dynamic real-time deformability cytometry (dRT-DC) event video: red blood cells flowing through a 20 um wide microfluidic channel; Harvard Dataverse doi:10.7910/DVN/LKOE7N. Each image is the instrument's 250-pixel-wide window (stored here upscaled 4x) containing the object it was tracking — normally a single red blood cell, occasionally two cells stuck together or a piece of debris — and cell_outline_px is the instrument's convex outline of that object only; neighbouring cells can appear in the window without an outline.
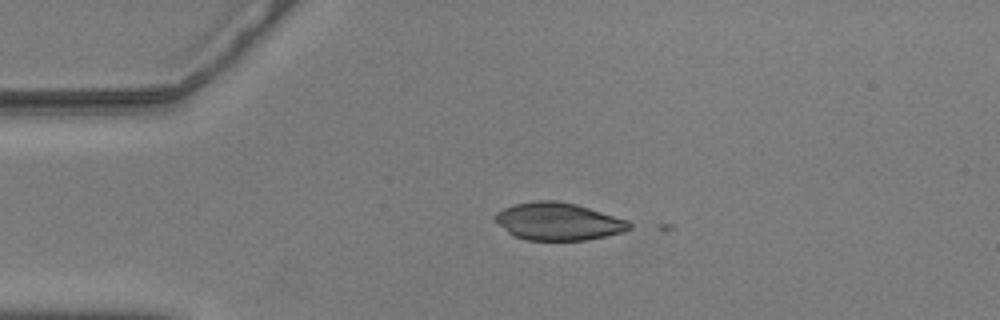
{"species": "common noctule bat (a hibernating species)", "species_latin": "Nyctalus noctula", "temperature_condition": "warm", "stored_images_in_passage": 3, "camera_frame_rate_fps": 3000, "um_per_image_px": 0.085, "animal": {"sex": "male", "body_mass_g": 20.5, "forearm_length_mm": 52.5}, "frame": {"image": 1, "passage_image": 1, "time_ms": 0.0, "image_size_px": [1000, 320], "cell_outline_px": [[632, 228], [624, 232], [588, 240], [524, 240], [512, 236], [492, 216], [496, 212], [512, 204], [536, 200], [556, 200], [576, 204], [628, 220], [632, 224]], "centroid_in_image_um": [47.45, 18.82], "position_along_channel_um": 37.5, "area_um2": 29.54}}